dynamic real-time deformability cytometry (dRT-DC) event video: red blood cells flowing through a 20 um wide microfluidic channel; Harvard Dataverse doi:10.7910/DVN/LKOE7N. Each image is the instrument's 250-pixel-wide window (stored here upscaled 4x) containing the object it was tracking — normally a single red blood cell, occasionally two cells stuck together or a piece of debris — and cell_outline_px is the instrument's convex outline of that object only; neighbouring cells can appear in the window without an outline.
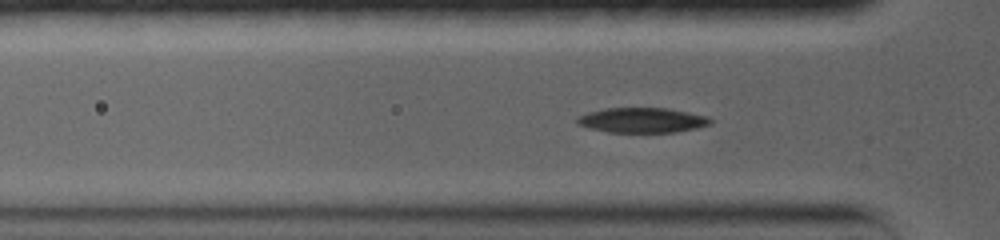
{"species": "common noctule bat (a hibernating species)", "species_latin": "Nyctalus noctula", "temperature_condition": "warm", "stored_images_in_passage": 36, "camera_frame_rate_fps": 5000, "um_per_image_px": 0.085, "animal": {"sex": "female", "body_mass_g": 19.0, "forearm_length_mm": 56.7}, "frame": {"image": 1, "passage_image": 15, "time_ms": 3.6, "image_size_px": [1000, 240], "cell_outline_px": [[712, 124], [696, 128], [676, 132], [608, 132], [588, 128], [576, 124], [576, 120], [580, 116], [588, 112], [604, 108], [668, 108], [708, 116], [712, 120]], "centroid_in_image_um": [54.59, 10.21], "position_along_channel_um": 71.2, "area_um2": 19.48}}
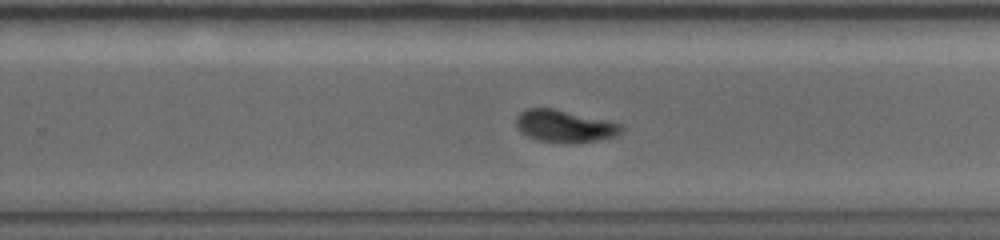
{"frame": {"image": 2, "passage_image": 25, "time_ms": 9.4, "image_size_px": [1000, 240], "cell_outline_px": [[624, 128], [616, 136], [596, 140], [572, 144], [564, 144], [536, 140], [520, 132], [516, 128], [516, 116], [520, 112], [528, 108], [552, 108], [608, 120], [624, 124]], "centroid_in_image_um": [47.99, 10.73], "position_along_channel_um": 281.8, "area_um2": 20.11}}
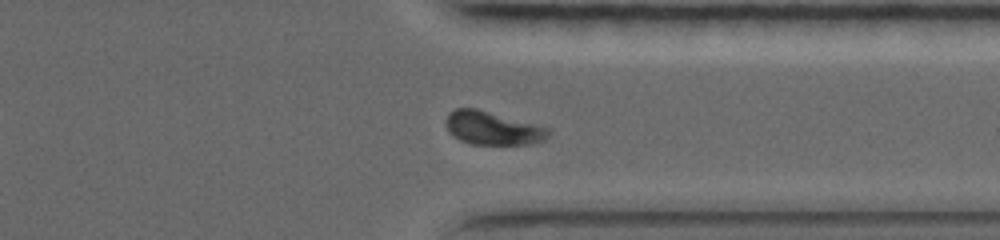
{"frame": {"image": 3, "passage_image": 29, "time_ms": 11.8, "image_size_px": [1000, 240], "cell_outline_px": [[552, 132], [544, 140], [532, 144], [472, 144], [460, 140], [452, 136], [448, 132], [448, 112], [456, 108], [476, 108], [548, 128]], "centroid_in_image_um": [41.88, 10.9], "position_along_channel_um": 369.5, "area_um2": 19.65}, "authors_computed_cell_mechanics": {"area_um2": 20.3456, "velocity_mm_per_s": 3.6341, "shape_relaxation_time_tau1_ms": 2.6934, "shape_relaxation_time_tau2_ms": 4.4149, "deformation_change_tau1": 0.14, "deformation_change_tau2": 0.0794}}